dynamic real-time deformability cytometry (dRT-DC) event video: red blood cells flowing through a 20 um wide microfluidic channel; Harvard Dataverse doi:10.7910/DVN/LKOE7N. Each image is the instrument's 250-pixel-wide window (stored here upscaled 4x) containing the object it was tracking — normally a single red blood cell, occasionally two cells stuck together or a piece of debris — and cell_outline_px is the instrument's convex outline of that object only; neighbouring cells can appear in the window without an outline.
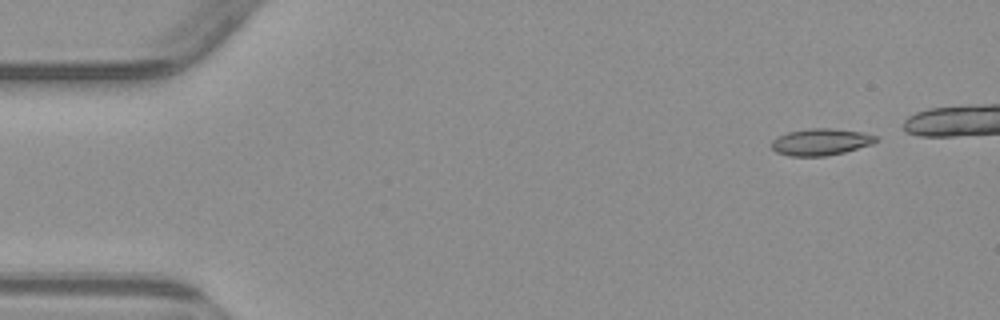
{"species": "common noctule bat (a hibernating species)", "species_latin": "Nyctalus noctula", "temperature_condition": "warm", "stored_images_in_passage": 5, "camera_frame_rate_fps": 3000, "um_per_image_px": 0.085, "animal": {"sex": "male", "body_mass_g": 23.1, "forearm_length_mm": 52.7}, "frame": {"image": 1, "passage_image": 1, "time_ms": 0.0, "image_size_px": [1000, 320], "cell_outline_px": [[880, 140], [872, 144], [844, 152], [824, 156], [788, 156], [776, 152], [772, 148], [772, 140], [776, 136], [788, 132], [812, 128], [828, 128], [860, 132], [880, 136]], "centroid_in_image_um": [69.77, 12.06], "position_along_channel_um": 15.2, "area_um2": 16.3}}